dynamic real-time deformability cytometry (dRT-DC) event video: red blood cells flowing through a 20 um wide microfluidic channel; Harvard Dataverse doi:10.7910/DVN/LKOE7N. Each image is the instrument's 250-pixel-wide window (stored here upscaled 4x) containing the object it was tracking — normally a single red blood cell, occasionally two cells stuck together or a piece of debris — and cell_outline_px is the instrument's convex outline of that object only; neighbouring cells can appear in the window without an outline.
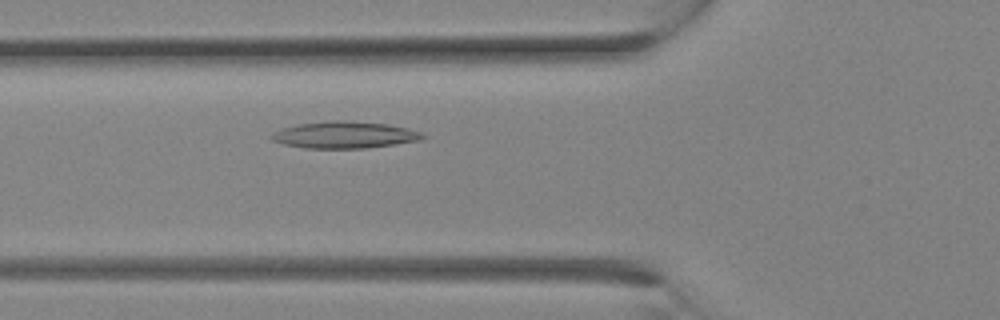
{"species": "Egyptian fruit bat (a non-hibernating species)", "species_latin": "Rousettus aegyptiacus", "temperature_condition": "room temperature", "stored_images_in_passage": 9, "camera_frame_rate_fps": 3000, "um_per_image_px": 0.085, "animal": {"sex": "female"}, "frame": {"image": 1, "passage_image": 9, "time_ms": 2.667, "image_size_px": [1000, 320], "cell_outline_px": [[428, 136], [420, 140], [364, 148], [304, 148], [284, 144], [272, 140], [268, 136], [284, 128], [296, 124], [328, 120], [344, 120], [388, 124], [408, 128], [424, 132]], "centroid_in_image_um": [29.31, 11.45], "position_along_channel_um": 96.5, "area_um2": 23.64}}